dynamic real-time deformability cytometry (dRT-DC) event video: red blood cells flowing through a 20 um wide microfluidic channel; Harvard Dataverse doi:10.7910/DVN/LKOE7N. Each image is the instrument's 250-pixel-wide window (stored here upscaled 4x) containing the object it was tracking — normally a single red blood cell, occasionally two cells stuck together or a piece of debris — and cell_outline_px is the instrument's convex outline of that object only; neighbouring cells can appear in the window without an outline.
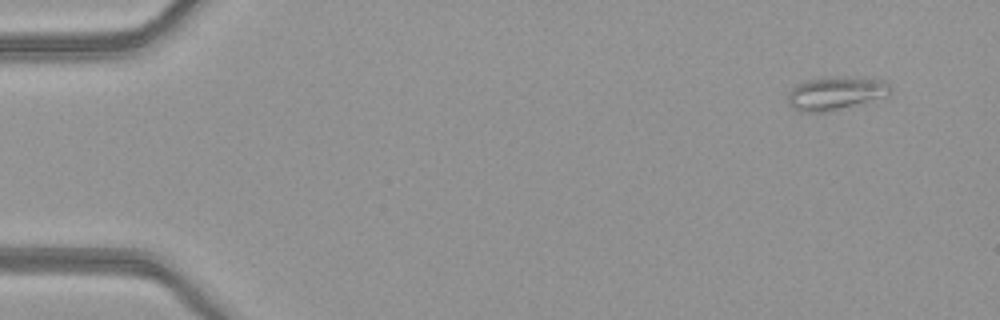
{"species": "common noctule bat (a hibernating species)", "species_latin": "Nyctalus noctula", "temperature_condition": "warm", "stored_images_in_passage": 48, "camera_frame_rate_fps": 3000, "um_per_image_px": 0.085, "animal": {"sex": "female", "body_mass_g": 21.9}, "frame": {"image": 1, "passage_image": 1, "time_ms": 0.0, "image_size_px": [1000, 320], "cell_outline_px": [[892, 92], [884, 96], [824, 112], [804, 112], [792, 108], [788, 104], [788, 96], [792, 88], [796, 84], [808, 80], [828, 76], [832, 76], [884, 80], [892, 88]], "centroid_in_image_um": [70.98, 7.91], "position_along_channel_um": 14.0, "area_um2": 19.42}}
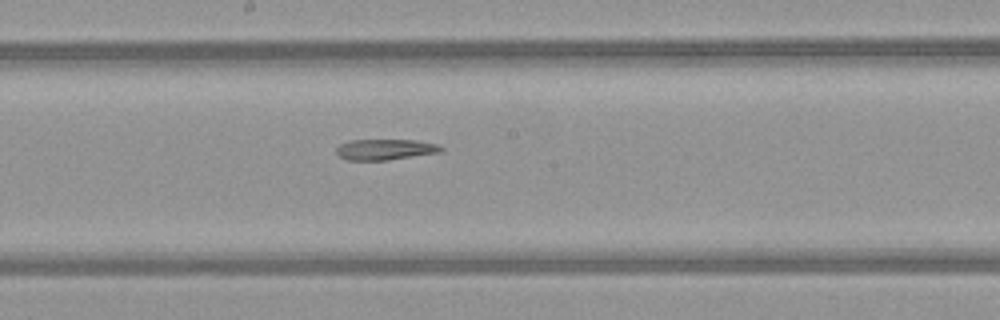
{"frame": {"image": 2, "passage_image": 25, "time_ms": 8.0, "image_size_px": [1000, 320], "cell_outline_px": [[444, 148], [440, 152], [388, 160], [344, 160], [336, 152], [336, 148], [340, 144], [348, 140], [416, 140], [436, 144]], "centroid_in_image_um": [32.7, 12.7], "position_along_channel_um": 215.5, "area_um2": 12.66}}
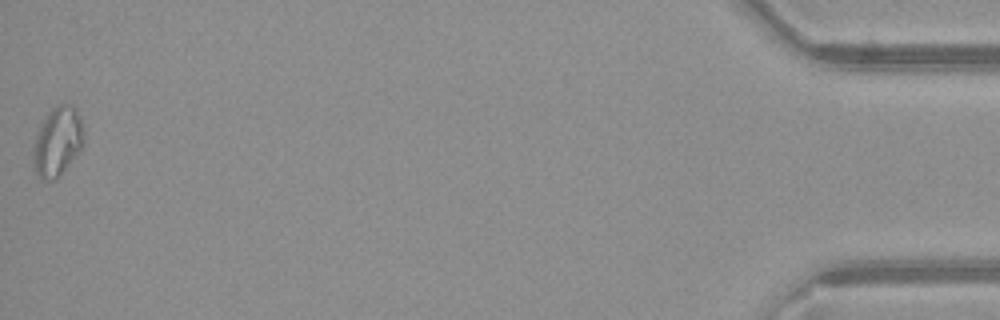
{"frame": {"image": 3, "passage_image": 48, "time_ms": 15.667, "image_size_px": [1000, 320], "cell_outline_px": [[84, 144], [80, 152], [60, 176], [56, 180], [40, 180], [32, 168], [32, 152], [36, 136], [40, 124], [48, 112], [52, 108], [60, 104], [68, 104], [76, 108], [80, 116], [84, 128]], "centroid_in_image_um": [4.89, 12.07], "position_along_channel_um": 430.3, "area_um2": 21.04}}